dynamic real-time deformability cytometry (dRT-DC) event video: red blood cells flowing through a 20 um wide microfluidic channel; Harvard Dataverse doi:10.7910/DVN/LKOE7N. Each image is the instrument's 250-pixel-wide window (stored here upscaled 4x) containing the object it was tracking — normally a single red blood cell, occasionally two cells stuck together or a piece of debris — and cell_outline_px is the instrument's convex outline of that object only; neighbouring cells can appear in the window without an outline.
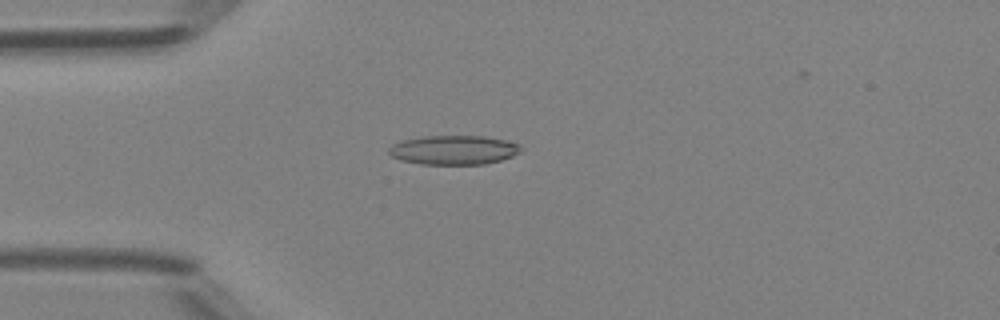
{"species": "Egyptian fruit bat (a non-hibernating species)", "species_latin": "Rousettus aegyptiacus", "temperature_condition": "room temperature", "stored_images_in_passage": 47, "camera_frame_rate_fps": 3000, "um_per_image_px": 0.085, "animal": {"sex": "female"}, "frame": {"image": 1, "passage_image": 12, "time_ms": 3.667, "image_size_px": [1000, 320], "cell_outline_px": [[524, 148], [520, 152], [512, 156], [500, 160], [484, 164], [420, 164], [400, 160], [392, 156], [388, 152], [388, 148], [392, 144], [400, 140], [424, 136], [484, 136], [508, 140], [520, 144]], "centroid_in_image_um": [38.57, 12.74], "position_along_channel_um": 46.4, "area_um2": 22.72}}
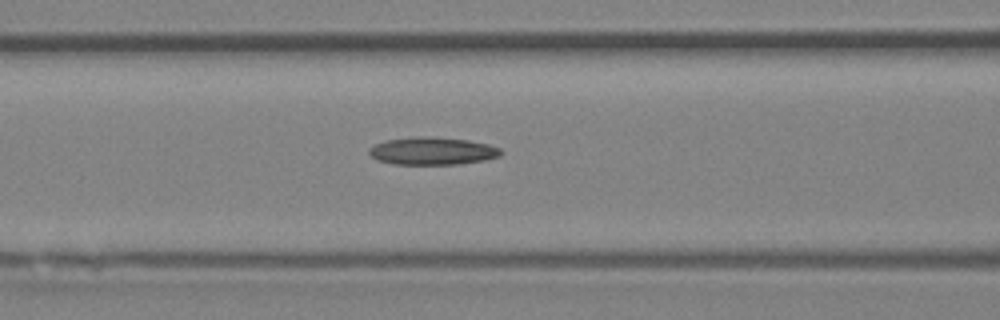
{"frame": {"image": 2, "passage_image": 19, "time_ms": 6.0, "image_size_px": [1000, 320], "cell_outline_px": [[504, 152], [500, 156], [484, 160], [460, 164], [392, 164], [376, 160], [368, 152], [368, 148], [384, 140], [416, 136], [432, 136], [468, 140], [488, 144], [500, 148]], "centroid_in_image_um": [36.75, 12.83], "position_along_channel_um": 129.9, "area_um2": 21.44}}
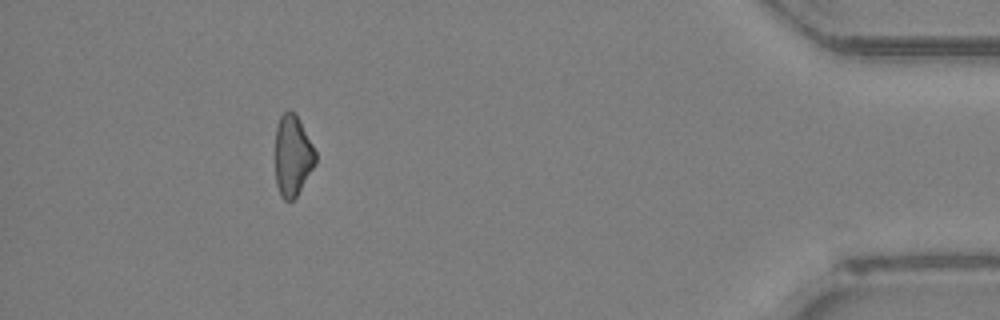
{"frame": {"image": 3, "passage_image": 43, "time_ms": 14.0, "image_size_px": [1000, 320], "cell_outline_px": [[316, 164], [296, 196], [292, 200], [284, 200], [280, 196], [276, 184], [276, 124], [280, 116], [288, 108], [296, 116], [312, 144], [316, 152]], "centroid_in_image_um": [24.86, 13.25], "position_along_channel_um": 410.3, "area_um2": 18.79}}